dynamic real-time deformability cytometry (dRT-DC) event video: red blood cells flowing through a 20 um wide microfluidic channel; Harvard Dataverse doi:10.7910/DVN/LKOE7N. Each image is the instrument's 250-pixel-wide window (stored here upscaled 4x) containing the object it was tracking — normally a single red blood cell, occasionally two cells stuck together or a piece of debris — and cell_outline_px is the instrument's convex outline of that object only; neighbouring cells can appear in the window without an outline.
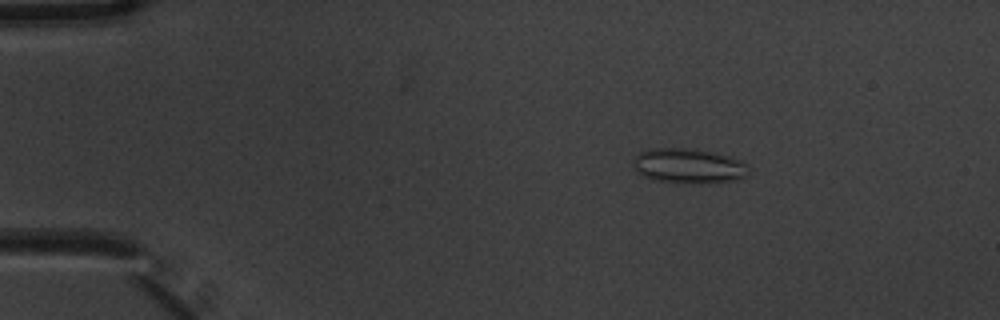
{"species": "common noctule bat (a hibernating species)", "species_latin": "Nyctalus noctula", "temperature_condition": "warm", "stored_images_in_passage": 5, "camera_frame_rate_fps": 3000, "um_per_image_px": 0.085, "animal": {"sex": "male", "body_mass_g": 20.1, "forearm_length_mm": 53.5}, "frame": {"image": 1, "passage_image": 2, "time_ms": 0.333, "image_size_px": [1000, 320], "cell_outline_px": [[748, 172], [740, 180], [712, 184], [680, 184], [656, 180], [644, 176], [632, 164], [636, 156], [640, 152], [648, 148], [696, 148], [732, 156], [740, 160], [748, 168]], "centroid_in_image_um": [58.57, 14.12], "position_along_channel_um": 26.4, "area_um2": 24.04}}
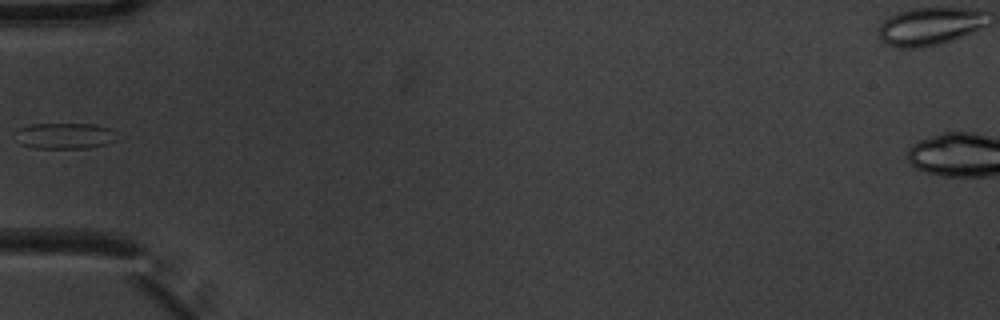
{"frame": {"image": 2, "passage_image": 5, "time_ms": 1.333, "image_size_px": [1000, 320], "cell_outline_px": [[116, 140], [108, 144], [88, 148], [32, 148], [20, 144], [12, 132], [16, 128], [28, 124], [92, 124], [108, 128], [112, 132]], "centroid_in_image_um": [5.38, 11.55], "position_along_channel_um": 79.6, "area_um2": 15.55}}